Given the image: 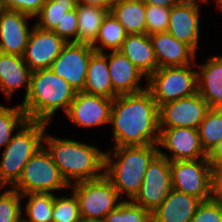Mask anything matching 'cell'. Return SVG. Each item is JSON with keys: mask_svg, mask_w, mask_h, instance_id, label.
<instances>
[{"mask_svg": "<svg viewBox=\"0 0 222 222\" xmlns=\"http://www.w3.org/2000/svg\"><path fill=\"white\" fill-rule=\"evenodd\" d=\"M109 123L113 124L114 147L158 143L159 107L147 88L134 94L116 96Z\"/></svg>", "mask_w": 222, "mask_h": 222, "instance_id": "6da1fadb", "label": "cell"}, {"mask_svg": "<svg viewBox=\"0 0 222 222\" xmlns=\"http://www.w3.org/2000/svg\"><path fill=\"white\" fill-rule=\"evenodd\" d=\"M43 142L47 144L46 149L69 186L72 185L73 180L77 183L97 179L104 175L105 152L98 148L49 135L44 136Z\"/></svg>", "mask_w": 222, "mask_h": 222, "instance_id": "7a4b0ae2", "label": "cell"}, {"mask_svg": "<svg viewBox=\"0 0 222 222\" xmlns=\"http://www.w3.org/2000/svg\"><path fill=\"white\" fill-rule=\"evenodd\" d=\"M76 93L50 68L41 69L31 73L29 92L20 106L28 120L49 123L59 108L67 113Z\"/></svg>", "mask_w": 222, "mask_h": 222, "instance_id": "3957f363", "label": "cell"}, {"mask_svg": "<svg viewBox=\"0 0 222 222\" xmlns=\"http://www.w3.org/2000/svg\"><path fill=\"white\" fill-rule=\"evenodd\" d=\"M158 145L114 147L112 155L105 152L104 175L112 182L120 195L125 192L132 200L140 190L146 169L158 154Z\"/></svg>", "mask_w": 222, "mask_h": 222, "instance_id": "277c9868", "label": "cell"}, {"mask_svg": "<svg viewBox=\"0 0 222 222\" xmlns=\"http://www.w3.org/2000/svg\"><path fill=\"white\" fill-rule=\"evenodd\" d=\"M48 123L27 120L5 146L0 162V188L11 187L21 177L29 159L43 147Z\"/></svg>", "mask_w": 222, "mask_h": 222, "instance_id": "5b68a950", "label": "cell"}, {"mask_svg": "<svg viewBox=\"0 0 222 222\" xmlns=\"http://www.w3.org/2000/svg\"><path fill=\"white\" fill-rule=\"evenodd\" d=\"M71 187L78 200L83 222H103L105 216L122 203L118 202L121 195L105 175L72 183Z\"/></svg>", "mask_w": 222, "mask_h": 222, "instance_id": "8992f818", "label": "cell"}, {"mask_svg": "<svg viewBox=\"0 0 222 222\" xmlns=\"http://www.w3.org/2000/svg\"><path fill=\"white\" fill-rule=\"evenodd\" d=\"M191 66L192 64L158 68L147 78L146 88L151 92L158 107L197 93V71H193Z\"/></svg>", "mask_w": 222, "mask_h": 222, "instance_id": "52a82bcc", "label": "cell"}, {"mask_svg": "<svg viewBox=\"0 0 222 222\" xmlns=\"http://www.w3.org/2000/svg\"><path fill=\"white\" fill-rule=\"evenodd\" d=\"M70 187L53 162L49 151L43 146L24 166L21 177L13 185L21 195L26 193H50Z\"/></svg>", "mask_w": 222, "mask_h": 222, "instance_id": "ba28073f", "label": "cell"}, {"mask_svg": "<svg viewBox=\"0 0 222 222\" xmlns=\"http://www.w3.org/2000/svg\"><path fill=\"white\" fill-rule=\"evenodd\" d=\"M172 189L193 195L201 201L212 198L213 170L207 158L170 161Z\"/></svg>", "mask_w": 222, "mask_h": 222, "instance_id": "9c48e42d", "label": "cell"}, {"mask_svg": "<svg viewBox=\"0 0 222 222\" xmlns=\"http://www.w3.org/2000/svg\"><path fill=\"white\" fill-rule=\"evenodd\" d=\"M171 189L170 161L158 153L149 163L140 190L131 201L152 213Z\"/></svg>", "mask_w": 222, "mask_h": 222, "instance_id": "30bf717a", "label": "cell"}, {"mask_svg": "<svg viewBox=\"0 0 222 222\" xmlns=\"http://www.w3.org/2000/svg\"><path fill=\"white\" fill-rule=\"evenodd\" d=\"M94 51L86 43H66L50 69L67 81L76 92H81L85 86L90 56Z\"/></svg>", "mask_w": 222, "mask_h": 222, "instance_id": "8fae6325", "label": "cell"}, {"mask_svg": "<svg viewBox=\"0 0 222 222\" xmlns=\"http://www.w3.org/2000/svg\"><path fill=\"white\" fill-rule=\"evenodd\" d=\"M209 109L207 102L198 92L167 102L159 107V128L197 129Z\"/></svg>", "mask_w": 222, "mask_h": 222, "instance_id": "7c38bea8", "label": "cell"}, {"mask_svg": "<svg viewBox=\"0 0 222 222\" xmlns=\"http://www.w3.org/2000/svg\"><path fill=\"white\" fill-rule=\"evenodd\" d=\"M158 147L162 146L172 153V156L158 153L169 161H188L207 158L202 149L198 129L195 128H159Z\"/></svg>", "mask_w": 222, "mask_h": 222, "instance_id": "4fadbf2b", "label": "cell"}, {"mask_svg": "<svg viewBox=\"0 0 222 222\" xmlns=\"http://www.w3.org/2000/svg\"><path fill=\"white\" fill-rule=\"evenodd\" d=\"M65 44L66 42L53 31L34 25L23 55L24 61L32 72L50 68Z\"/></svg>", "mask_w": 222, "mask_h": 222, "instance_id": "5bb4252c", "label": "cell"}, {"mask_svg": "<svg viewBox=\"0 0 222 222\" xmlns=\"http://www.w3.org/2000/svg\"><path fill=\"white\" fill-rule=\"evenodd\" d=\"M113 99L77 92L66 113L67 117L81 127L109 123Z\"/></svg>", "mask_w": 222, "mask_h": 222, "instance_id": "9a60e30c", "label": "cell"}, {"mask_svg": "<svg viewBox=\"0 0 222 222\" xmlns=\"http://www.w3.org/2000/svg\"><path fill=\"white\" fill-rule=\"evenodd\" d=\"M199 7L196 0H183L170 8L167 31L195 52L199 38Z\"/></svg>", "mask_w": 222, "mask_h": 222, "instance_id": "2e32d148", "label": "cell"}, {"mask_svg": "<svg viewBox=\"0 0 222 222\" xmlns=\"http://www.w3.org/2000/svg\"><path fill=\"white\" fill-rule=\"evenodd\" d=\"M33 18L27 14L6 9L0 16V52L22 56L31 31L27 19Z\"/></svg>", "mask_w": 222, "mask_h": 222, "instance_id": "e0dca14e", "label": "cell"}, {"mask_svg": "<svg viewBox=\"0 0 222 222\" xmlns=\"http://www.w3.org/2000/svg\"><path fill=\"white\" fill-rule=\"evenodd\" d=\"M158 68L176 67L193 64L196 52L184 42L178 41L168 31L149 35ZM191 60V61H190Z\"/></svg>", "mask_w": 222, "mask_h": 222, "instance_id": "ac0fdd59", "label": "cell"}, {"mask_svg": "<svg viewBox=\"0 0 222 222\" xmlns=\"http://www.w3.org/2000/svg\"><path fill=\"white\" fill-rule=\"evenodd\" d=\"M107 60L113 91L117 95L134 94L145 90L139 84L145 75L120 51L107 54Z\"/></svg>", "mask_w": 222, "mask_h": 222, "instance_id": "d6986e66", "label": "cell"}, {"mask_svg": "<svg viewBox=\"0 0 222 222\" xmlns=\"http://www.w3.org/2000/svg\"><path fill=\"white\" fill-rule=\"evenodd\" d=\"M201 202L193 195L171 189L166 199L152 212V222H190Z\"/></svg>", "mask_w": 222, "mask_h": 222, "instance_id": "ffe728a7", "label": "cell"}, {"mask_svg": "<svg viewBox=\"0 0 222 222\" xmlns=\"http://www.w3.org/2000/svg\"><path fill=\"white\" fill-rule=\"evenodd\" d=\"M31 73L22 56L0 52V88L7 99H11L13 92L22 86H26V97Z\"/></svg>", "mask_w": 222, "mask_h": 222, "instance_id": "44dd1931", "label": "cell"}, {"mask_svg": "<svg viewBox=\"0 0 222 222\" xmlns=\"http://www.w3.org/2000/svg\"><path fill=\"white\" fill-rule=\"evenodd\" d=\"M197 92L210 108L222 109V56L210 57L197 71Z\"/></svg>", "mask_w": 222, "mask_h": 222, "instance_id": "7402d4cb", "label": "cell"}, {"mask_svg": "<svg viewBox=\"0 0 222 222\" xmlns=\"http://www.w3.org/2000/svg\"><path fill=\"white\" fill-rule=\"evenodd\" d=\"M119 51L147 78L158 69L152 42L146 33L127 34Z\"/></svg>", "mask_w": 222, "mask_h": 222, "instance_id": "603a6c76", "label": "cell"}, {"mask_svg": "<svg viewBox=\"0 0 222 222\" xmlns=\"http://www.w3.org/2000/svg\"><path fill=\"white\" fill-rule=\"evenodd\" d=\"M84 93L114 99L118 96L113 91L107 54L94 51L88 63Z\"/></svg>", "mask_w": 222, "mask_h": 222, "instance_id": "cb8c5ba5", "label": "cell"}, {"mask_svg": "<svg viewBox=\"0 0 222 222\" xmlns=\"http://www.w3.org/2000/svg\"><path fill=\"white\" fill-rule=\"evenodd\" d=\"M110 12L127 34H145V4L141 0H115Z\"/></svg>", "mask_w": 222, "mask_h": 222, "instance_id": "d4e9b609", "label": "cell"}, {"mask_svg": "<svg viewBox=\"0 0 222 222\" xmlns=\"http://www.w3.org/2000/svg\"><path fill=\"white\" fill-rule=\"evenodd\" d=\"M109 9L99 6L77 4V43L92 45L99 34V29Z\"/></svg>", "mask_w": 222, "mask_h": 222, "instance_id": "484cf974", "label": "cell"}, {"mask_svg": "<svg viewBox=\"0 0 222 222\" xmlns=\"http://www.w3.org/2000/svg\"><path fill=\"white\" fill-rule=\"evenodd\" d=\"M127 33L124 27L117 21L113 14L109 11L104 17L99 29V34L95 42L91 47L96 52H102L103 48L111 49V51H119L122 43L126 39ZM100 42V46H97V42ZM96 44V46H95Z\"/></svg>", "mask_w": 222, "mask_h": 222, "instance_id": "4316f807", "label": "cell"}, {"mask_svg": "<svg viewBox=\"0 0 222 222\" xmlns=\"http://www.w3.org/2000/svg\"><path fill=\"white\" fill-rule=\"evenodd\" d=\"M197 129L201 147L208 154L222 138V109L210 108Z\"/></svg>", "mask_w": 222, "mask_h": 222, "instance_id": "83f0119b", "label": "cell"}, {"mask_svg": "<svg viewBox=\"0 0 222 222\" xmlns=\"http://www.w3.org/2000/svg\"><path fill=\"white\" fill-rule=\"evenodd\" d=\"M22 196L29 197L25 206L26 216L23 218L26 222H53V203L54 194L50 193H26Z\"/></svg>", "mask_w": 222, "mask_h": 222, "instance_id": "f1b7e54d", "label": "cell"}, {"mask_svg": "<svg viewBox=\"0 0 222 222\" xmlns=\"http://www.w3.org/2000/svg\"><path fill=\"white\" fill-rule=\"evenodd\" d=\"M78 0H46L35 25L43 30L53 31L68 11L77 8Z\"/></svg>", "mask_w": 222, "mask_h": 222, "instance_id": "f546056e", "label": "cell"}, {"mask_svg": "<svg viewBox=\"0 0 222 222\" xmlns=\"http://www.w3.org/2000/svg\"><path fill=\"white\" fill-rule=\"evenodd\" d=\"M27 117L21 106L9 108L0 105V147L12 139L13 130L20 128Z\"/></svg>", "mask_w": 222, "mask_h": 222, "instance_id": "4dcf8cb0", "label": "cell"}, {"mask_svg": "<svg viewBox=\"0 0 222 222\" xmlns=\"http://www.w3.org/2000/svg\"><path fill=\"white\" fill-rule=\"evenodd\" d=\"M103 222H152V213L132 201H122L110 211Z\"/></svg>", "mask_w": 222, "mask_h": 222, "instance_id": "1f68e13d", "label": "cell"}, {"mask_svg": "<svg viewBox=\"0 0 222 222\" xmlns=\"http://www.w3.org/2000/svg\"><path fill=\"white\" fill-rule=\"evenodd\" d=\"M52 216L53 222H83L75 194L71 197L54 196Z\"/></svg>", "mask_w": 222, "mask_h": 222, "instance_id": "d6a6232c", "label": "cell"}, {"mask_svg": "<svg viewBox=\"0 0 222 222\" xmlns=\"http://www.w3.org/2000/svg\"><path fill=\"white\" fill-rule=\"evenodd\" d=\"M21 197L23 196L12 187L0 193V222H19L23 218Z\"/></svg>", "mask_w": 222, "mask_h": 222, "instance_id": "836d02e7", "label": "cell"}, {"mask_svg": "<svg viewBox=\"0 0 222 222\" xmlns=\"http://www.w3.org/2000/svg\"><path fill=\"white\" fill-rule=\"evenodd\" d=\"M170 8L145 5L146 34L166 32L169 26Z\"/></svg>", "mask_w": 222, "mask_h": 222, "instance_id": "e575fe53", "label": "cell"}, {"mask_svg": "<svg viewBox=\"0 0 222 222\" xmlns=\"http://www.w3.org/2000/svg\"><path fill=\"white\" fill-rule=\"evenodd\" d=\"M190 222H222V204L212 198L202 201Z\"/></svg>", "mask_w": 222, "mask_h": 222, "instance_id": "d590c367", "label": "cell"}, {"mask_svg": "<svg viewBox=\"0 0 222 222\" xmlns=\"http://www.w3.org/2000/svg\"><path fill=\"white\" fill-rule=\"evenodd\" d=\"M77 8L68 11L64 14L61 22L53 30L60 38H62L66 43L76 42L77 43ZM74 36L73 40L69 37Z\"/></svg>", "mask_w": 222, "mask_h": 222, "instance_id": "8d00e7d4", "label": "cell"}, {"mask_svg": "<svg viewBox=\"0 0 222 222\" xmlns=\"http://www.w3.org/2000/svg\"><path fill=\"white\" fill-rule=\"evenodd\" d=\"M6 9L37 17L46 0H2Z\"/></svg>", "mask_w": 222, "mask_h": 222, "instance_id": "74e56055", "label": "cell"}, {"mask_svg": "<svg viewBox=\"0 0 222 222\" xmlns=\"http://www.w3.org/2000/svg\"><path fill=\"white\" fill-rule=\"evenodd\" d=\"M212 199L222 204V168L213 169Z\"/></svg>", "mask_w": 222, "mask_h": 222, "instance_id": "f35d334b", "label": "cell"}, {"mask_svg": "<svg viewBox=\"0 0 222 222\" xmlns=\"http://www.w3.org/2000/svg\"><path fill=\"white\" fill-rule=\"evenodd\" d=\"M208 162L213 169L222 168V138L216 146L207 154Z\"/></svg>", "mask_w": 222, "mask_h": 222, "instance_id": "ab89813d", "label": "cell"}, {"mask_svg": "<svg viewBox=\"0 0 222 222\" xmlns=\"http://www.w3.org/2000/svg\"><path fill=\"white\" fill-rule=\"evenodd\" d=\"M145 5L160 6L171 8L183 0H141Z\"/></svg>", "mask_w": 222, "mask_h": 222, "instance_id": "60d3db41", "label": "cell"}, {"mask_svg": "<svg viewBox=\"0 0 222 222\" xmlns=\"http://www.w3.org/2000/svg\"><path fill=\"white\" fill-rule=\"evenodd\" d=\"M114 1L115 0H78V3L90 6H99L110 10Z\"/></svg>", "mask_w": 222, "mask_h": 222, "instance_id": "b9f144b4", "label": "cell"}, {"mask_svg": "<svg viewBox=\"0 0 222 222\" xmlns=\"http://www.w3.org/2000/svg\"><path fill=\"white\" fill-rule=\"evenodd\" d=\"M6 10L4 4H3V1L0 0V16L2 15V13Z\"/></svg>", "mask_w": 222, "mask_h": 222, "instance_id": "7bdbcfd3", "label": "cell"}, {"mask_svg": "<svg viewBox=\"0 0 222 222\" xmlns=\"http://www.w3.org/2000/svg\"><path fill=\"white\" fill-rule=\"evenodd\" d=\"M216 2H217V6L222 8V0H216Z\"/></svg>", "mask_w": 222, "mask_h": 222, "instance_id": "ee69618b", "label": "cell"}, {"mask_svg": "<svg viewBox=\"0 0 222 222\" xmlns=\"http://www.w3.org/2000/svg\"><path fill=\"white\" fill-rule=\"evenodd\" d=\"M19 222H26L23 218Z\"/></svg>", "mask_w": 222, "mask_h": 222, "instance_id": "f6af8a7d", "label": "cell"}]
</instances>
